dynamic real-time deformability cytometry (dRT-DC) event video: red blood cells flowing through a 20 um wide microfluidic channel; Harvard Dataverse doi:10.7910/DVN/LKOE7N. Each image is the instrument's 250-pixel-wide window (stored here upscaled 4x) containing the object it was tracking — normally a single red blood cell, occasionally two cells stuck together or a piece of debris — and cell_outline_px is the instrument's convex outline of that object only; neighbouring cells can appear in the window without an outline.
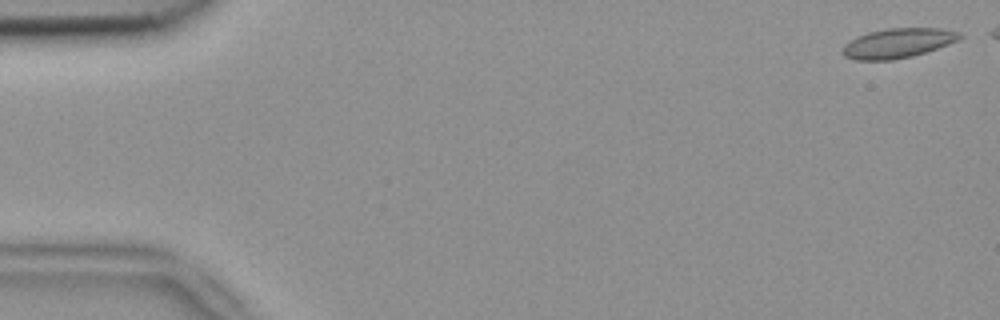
{"species": "common noctule bat (a hibernating species)", "species_latin": "Nyctalus noctula", "temperature_condition": "room temperature", "stored_images_in_passage": 46, "camera_frame_rate_fps": 3000, "um_per_image_px": 0.085, "animal": {"sex": "female", "body_mass_g": 18.4}, "frame": {"image": 1, "passage_image": 1, "time_ms": 0.0, "image_size_px": [1000, 320], "cell_outline_px": [[964, 36], [960, 40], [912, 56], [892, 60], [856, 60], [844, 56], [840, 52], [844, 44], [856, 36], [868, 32], [888, 28], [940, 28], [960, 32]], "centroid_in_image_um": [76.3, 3.66], "position_along_channel_um": 8.7, "area_um2": 20.35}}
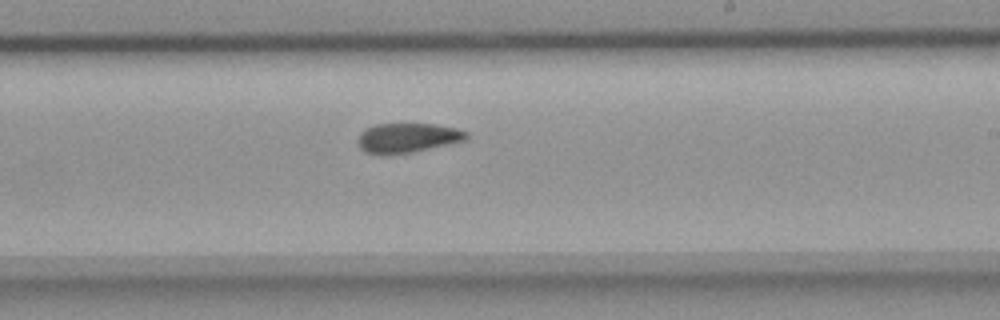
{"frame": {"image": 2, "passage_image": 31, "time_ms": 10.0, "image_size_px": [1000, 320], "cell_outline_px": [[468, 136], [464, 140], [448, 144], [412, 152], [384, 156], [364, 152], [360, 148], [360, 132], [376, 124], [436, 124], [456, 128], [468, 132]], "centroid_in_image_um": [34.63, 11.73], "position_along_channel_um": 254.4, "area_um2": 18.61}}
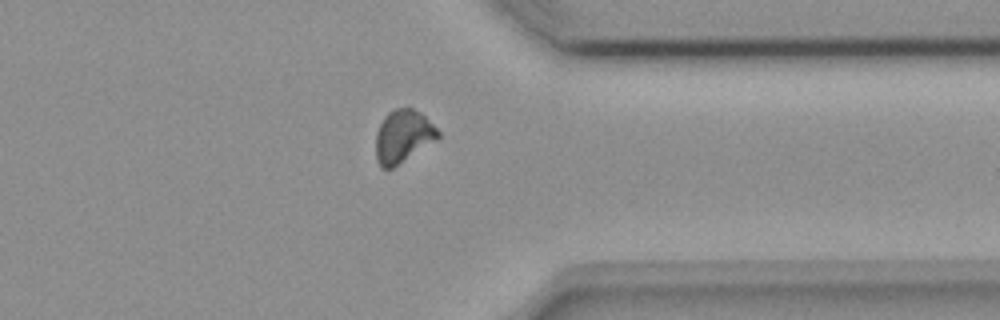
{"frame": {"image": 3, "passage_image": 41, "time_ms": 13.333, "image_size_px": [1000, 320], "cell_outline_px": [[440, 136], [436, 140], [392, 168], [380, 168], [376, 160], [376, 132], [384, 116], [388, 112], [396, 108], [412, 108], [420, 112], [440, 132]], "centroid_in_image_um": [34.23, 11.58], "position_along_channel_um": 377.2, "area_um2": 18.96}}